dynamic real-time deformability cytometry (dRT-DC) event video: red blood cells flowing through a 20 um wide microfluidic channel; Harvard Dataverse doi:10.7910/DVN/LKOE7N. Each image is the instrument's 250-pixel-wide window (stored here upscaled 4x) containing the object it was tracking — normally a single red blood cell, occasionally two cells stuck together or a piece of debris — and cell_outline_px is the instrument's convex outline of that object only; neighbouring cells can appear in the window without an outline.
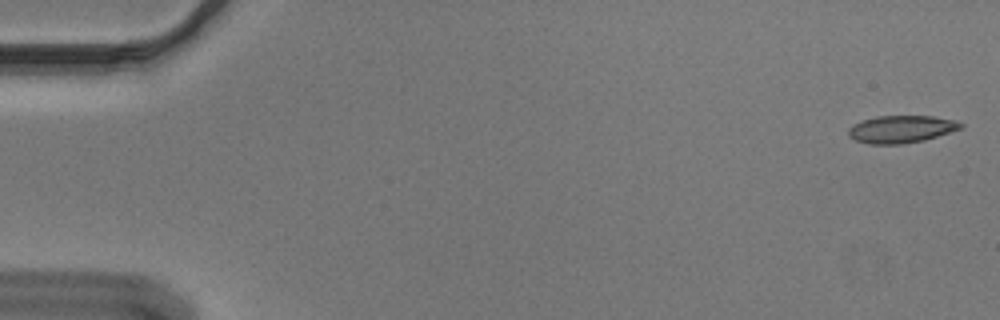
{"species": "Egyptian fruit bat (a non-hibernating species)", "species_latin": "Rousettus aegyptiacus", "temperature_condition": "cold", "stored_images_in_passage": 54, "camera_frame_rate_fps": 3000, "um_per_image_px": 0.085, "animal": {"sex": "male"}, "frame": {"image": 1, "passage_image": 1, "time_ms": 0.0, "image_size_px": [1000, 320], "cell_outline_px": [[964, 128], [924, 140], [900, 144], [868, 144], [856, 140], [848, 136], [848, 128], [852, 124], [876, 116], [932, 116], [956, 120], [964, 124]], "centroid_in_image_um": [76.62, 10.97], "position_along_channel_um": 8.4, "area_um2": 18.03}}
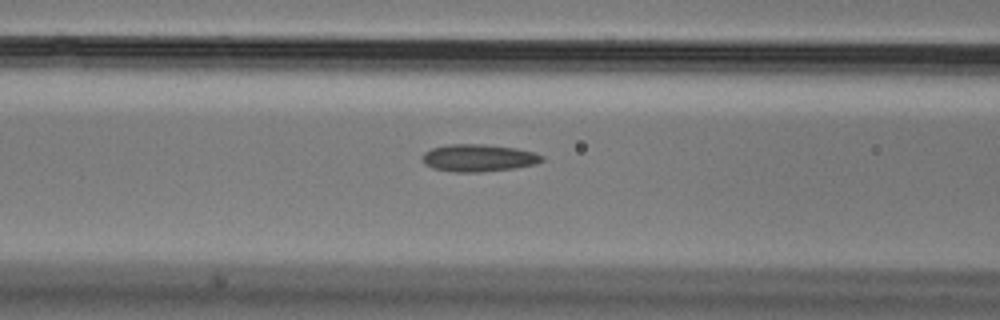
{"frame": {"image": 2, "passage_image": 22, "time_ms": 7.0, "image_size_px": [1000, 320], "cell_outline_px": [[544, 160], [536, 164], [512, 168], [480, 172], [456, 172], [432, 168], [424, 164], [424, 152], [432, 148], [448, 144], [484, 144], [516, 148], [536, 152], [544, 156]], "centroid_in_image_um": [40.7, 13.42], "position_along_channel_um": 125.9, "area_um2": 19.02}}
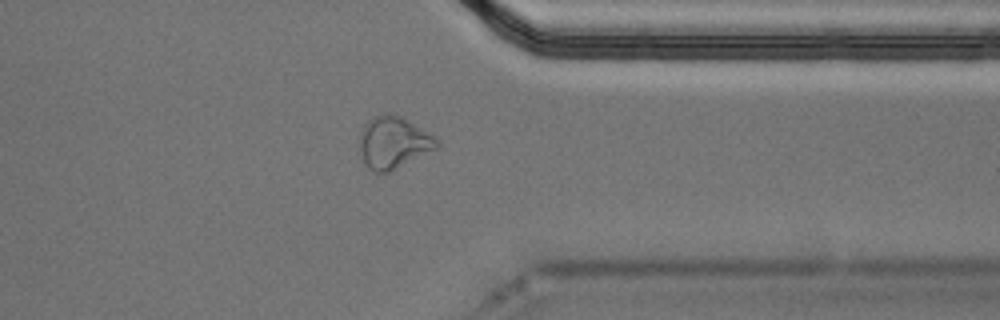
{"frame": {"image": 3, "passage_image": 43, "time_ms": 14.0, "image_size_px": [1000, 320], "cell_outline_px": [[440, 144], [436, 148], [388, 172], [372, 172], [364, 164], [360, 148], [360, 132], [364, 124], [372, 116], [384, 112], [388, 112], [400, 116], [408, 120], [436, 136], [440, 140]], "centroid_in_image_um": [33.43, 12.08], "position_along_channel_um": 378.0, "area_um2": 23.47}}